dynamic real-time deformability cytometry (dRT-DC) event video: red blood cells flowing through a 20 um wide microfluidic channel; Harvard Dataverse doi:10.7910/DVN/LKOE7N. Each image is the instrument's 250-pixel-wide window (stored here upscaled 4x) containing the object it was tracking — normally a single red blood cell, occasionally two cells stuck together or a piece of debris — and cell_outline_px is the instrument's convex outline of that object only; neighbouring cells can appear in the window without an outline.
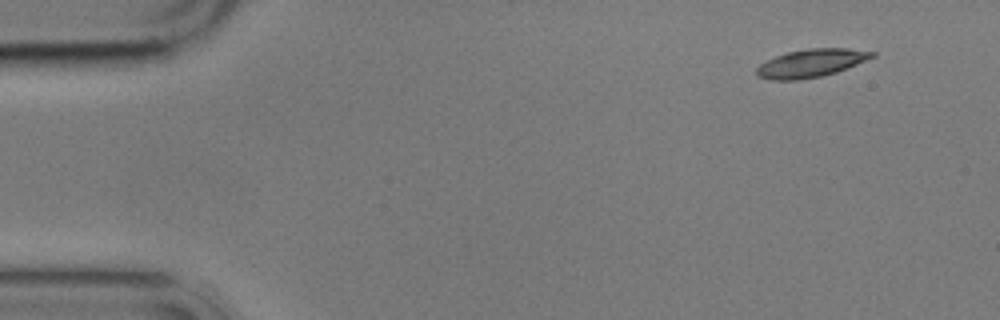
{"species": "common noctule bat (a hibernating species)", "species_latin": "Nyctalus noctula", "temperature_condition": "cold", "stored_images_in_passage": 5, "camera_frame_rate_fps": 3000, "um_per_image_px": 0.085, "animal": {"sex": "male", "body_mass_g": 17.9}, "frame": {"image": 1, "passage_image": 1, "time_ms": 0.0, "image_size_px": [1000, 320], "cell_outline_px": [[876, 56], [836, 72], [820, 76], [796, 80], [772, 80], [756, 76], [756, 68], [760, 64], [776, 56], [788, 52], [808, 48], [848, 48], [876, 52]], "centroid_in_image_um": [68.94, 5.36], "position_along_channel_um": 16.1, "area_um2": 18.73}}
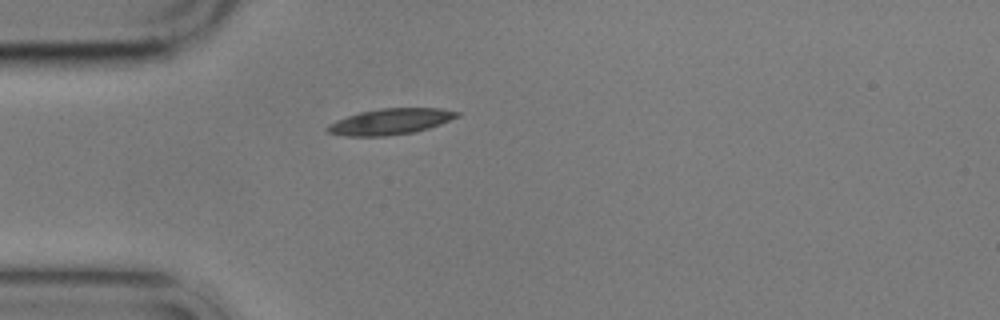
{"frame": {"image": 2, "passage_image": 4, "time_ms": 3.667, "image_size_px": [1000, 320], "cell_outline_px": [[460, 116], [440, 124], [416, 132], [384, 136], [348, 136], [328, 132], [324, 128], [328, 124], [336, 120], [360, 112], [380, 108], [440, 108], [460, 112]], "centroid_in_image_um": [33.19, 10.33], "position_along_channel_um": 51.8, "area_um2": 19.59}}